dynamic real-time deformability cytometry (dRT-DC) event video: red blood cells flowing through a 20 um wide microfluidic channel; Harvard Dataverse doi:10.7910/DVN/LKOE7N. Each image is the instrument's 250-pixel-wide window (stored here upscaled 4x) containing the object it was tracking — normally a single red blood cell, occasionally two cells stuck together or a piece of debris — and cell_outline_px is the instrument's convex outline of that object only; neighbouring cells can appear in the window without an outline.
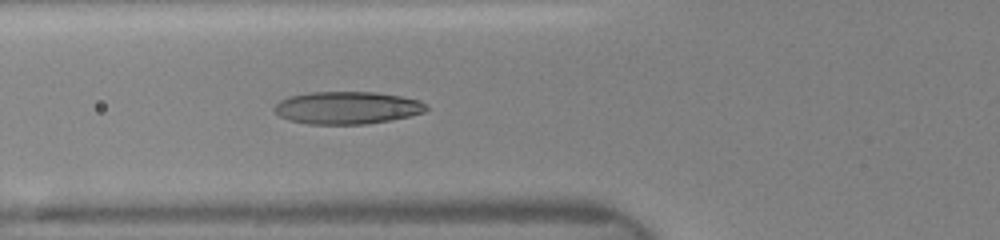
{"species": "human", "species_latin": "Homo sapiens", "temperature_condition": "room temperature", "stored_images_in_passage": 20, "camera_frame_rate_fps": 3000, "um_per_image_px": 0.085, "donor": {"sex": "female"}, "frame": {"image": 1, "passage_image": 20, "time_ms": 5.667, "image_size_px": [1000, 240], "cell_outline_px": [[428, 108], [424, 112], [408, 116], [368, 124], [308, 124], [288, 120], [280, 116], [272, 108], [280, 100], [288, 96], [308, 92], [376, 92], [400, 96], [420, 100]], "centroid_in_image_um": [29.46, 9.15], "position_along_channel_um": 96.3, "area_um2": 28.78}}